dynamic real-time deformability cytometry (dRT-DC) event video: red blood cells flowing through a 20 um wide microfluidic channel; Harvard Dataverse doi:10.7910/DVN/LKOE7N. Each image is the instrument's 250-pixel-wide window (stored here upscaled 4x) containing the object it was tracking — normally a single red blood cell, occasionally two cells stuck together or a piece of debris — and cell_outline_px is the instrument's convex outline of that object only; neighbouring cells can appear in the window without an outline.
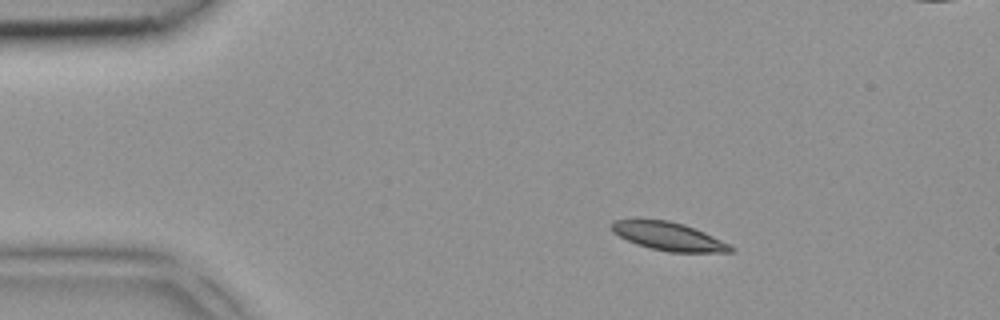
{"species": "common noctule bat (a hibernating species)", "species_latin": "Nyctalus noctula", "temperature_condition": "room temperature", "stored_images_in_passage": 4, "camera_frame_rate_fps": 3000, "um_per_image_px": 0.085, "animal": {"sex": "female", "body_mass_g": 18.4}, "frame": {"image": 1, "passage_image": 1, "time_ms": 0.0, "image_size_px": [1000, 320], "cell_outline_px": [[736, 248], [732, 252], [668, 252], [648, 248], [636, 244], [612, 232], [612, 220], [668, 220], [684, 224], [704, 232]], "centroid_in_image_um": [56.83, 20.1], "position_along_channel_um": 28.2, "area_um2": 19.36}}